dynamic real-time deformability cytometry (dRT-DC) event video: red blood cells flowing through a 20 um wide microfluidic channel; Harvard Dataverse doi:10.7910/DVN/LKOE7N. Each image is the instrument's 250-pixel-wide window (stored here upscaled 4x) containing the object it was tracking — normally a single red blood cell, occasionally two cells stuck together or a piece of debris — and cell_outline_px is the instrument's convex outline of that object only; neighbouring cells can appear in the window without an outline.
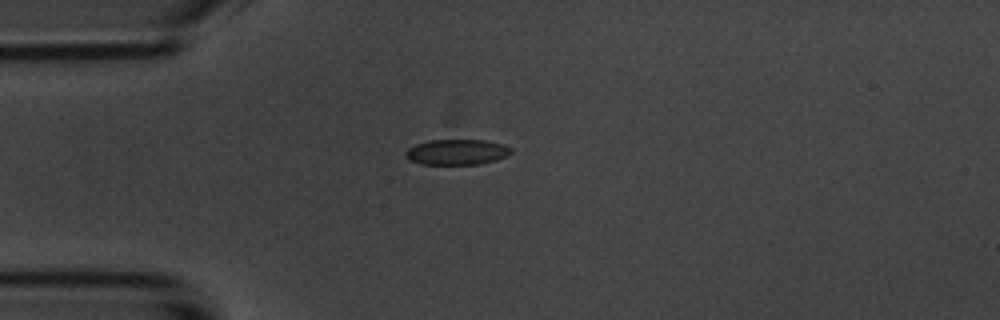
{"species": "common noctule bat (a hibernating species)", "species_latin": "Nyctalus noctula", "temperature_condition": "room temperature", "stored_images_in_passage": 41, "camera_frame_rate_fps": 3000, "um_per_image_px": 0.085, "animal": {"sex": "male", "body_mass_g": 20.1, "forearm_length_mm": 53.5}, "frame": {"image": 1, "passage_image": 1, "time_ms": 0.0, "image_size_px": [1000, 320], "cell_outline_px": [[512, 152], [508, 156], [496, 160], [480, 164], [420, 164], [408, 160], [404, 152], [408, 148], [416, 144], [428, 140], [484, 140], [504, 144], [512, 148]], "centroid_in_image_um": [38.84, 12.92], "position_along_channel_um": 46.2, "area_um2": 15.84}}
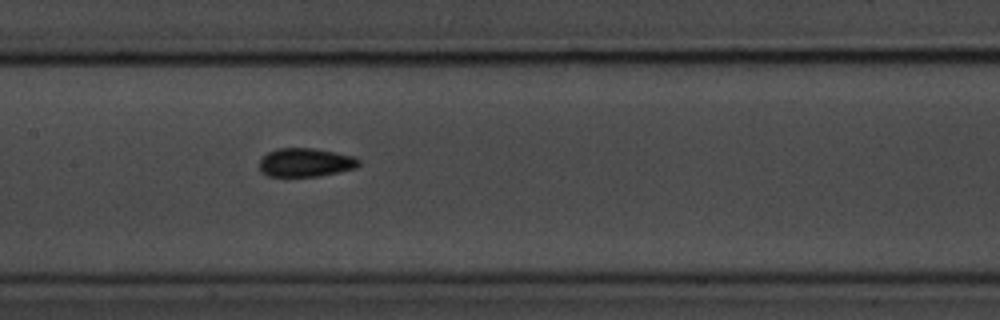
{"frame": {"image": 2, "passage_image": 13, "time_ms": 4.0, "image_size_px": [1000, 320], "cell_outline_px": [[360, 164], [356, 168], [320, 176], [268, 176], [260, 172], [260, 156], [276, 148], [316, 148], [352, 156], [360, 160]], "centroid_in_image_um": [25.94, 13.8], "position_along_channel_um": 181.5, "area_um2": 16.7}}
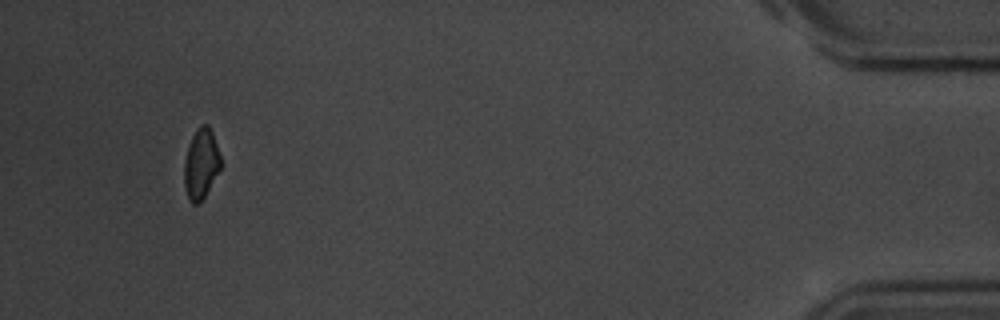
{"frame": {"image": 3, "passage_image": 38, "time_ms": 12.333, "image_size_px": [1000, 320], "cell_outline_px": [[220, 168], [204, 196], [196, 204], [192, 204], [188, 200], [184, 184], [184, 160], [192, 136], [196, 128], [200, 124], [208, 124], [212, 132], [220, 156]], "centroid_in_image_um": [17.06, 13.9], "position_along_channel_um": 418.1, "area_um2": 14.68}, "authors_computed_cell_mechanics": {"area_um2": 16.0106, "velocity_mm_per_s": 3.7199, "shape_relaxation_time_tau1_ms": 1.9157, "shape_relaxation_time_tau2_ms": 8.7872, "deformation_change_tau1": 0.0759, "deformation_change_tau2": 0.1032}}